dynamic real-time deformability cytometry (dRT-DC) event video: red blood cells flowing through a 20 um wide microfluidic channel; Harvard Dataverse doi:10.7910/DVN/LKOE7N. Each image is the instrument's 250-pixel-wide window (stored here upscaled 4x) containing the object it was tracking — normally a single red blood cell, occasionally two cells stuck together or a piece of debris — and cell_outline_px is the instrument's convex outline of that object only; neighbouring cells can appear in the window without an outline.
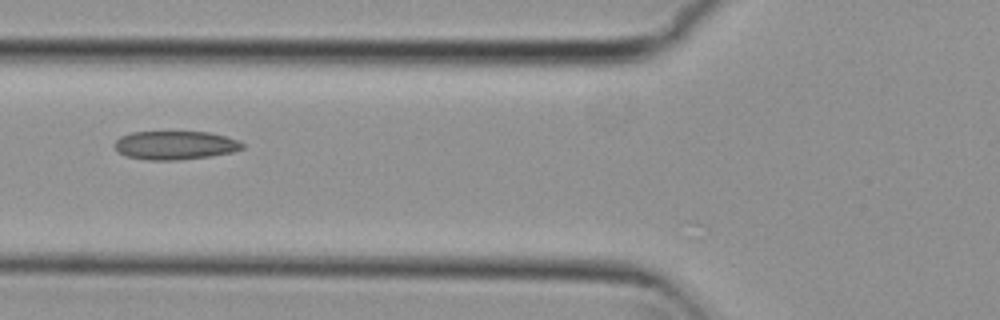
{"species": "common noctule bat (a hibernating species)", "species_latin": "Nyctalus noctula", "temperature_condition": "cold", "stored_images_in_passage": 4, "camera_frame_rate_fps": 3000, "um_per_image_px": 0.085, "animal": {"sex": "female", "body_mass_g": 29.2, "forearm_length_mm": 56.3}, "frame": {"image": 1, "passage_image": 2, "time_ms": 0.333, "image_size_px": [1000, 320], "cell_outline_px": [[244, 148], [232, 152], [212, 156], [176, 160], [148, 160], [124, 156], [112, 144], [120, 136], [132, 132], [208, 132], [240, 140], [244, 144]], "centroid_in_image_um": [14.89, 12.35], "position_along_channel_um": 110.9, "area_um2": 21.39}}
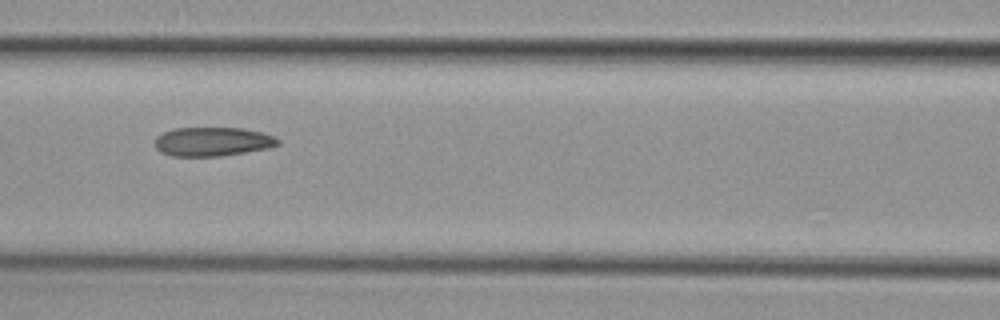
{"frame": {"image": 2, "passage_image": 3, "time_ms": 0.667, "image_size_px": [1000, 320], "cell_outline_px": [[280, 144], [268, 148], [220, 156], [172, 156], [160, 152], [156, 148], [156, 136], [172, 128], [244, 128], [260, 132], [272, 136], [280, 140]], "centroid_in_image_um": [18.05, 12.03], "position_along_channel_um": 148.6, "area_um2": 20.69}}
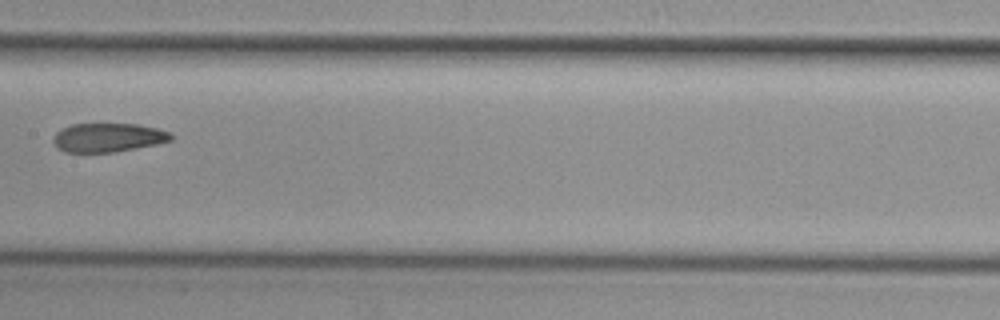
{"frame": {"image": 3, "passage_image": 4, "time_ms": 1.0, "image_size_px": [1000, 320], "cell_outline_px": [[172, 140], [156, 144], [112, 152], [64, 152], [52, 140], [52, 136], [60, 128], [72, 124], [140, 124], [156, 128], [168, 132], [172, 136]], "centroid_in_image_um": [9.15, 11.68], "position_along_channel_um": 198.3, "area_um2": 19.65}}